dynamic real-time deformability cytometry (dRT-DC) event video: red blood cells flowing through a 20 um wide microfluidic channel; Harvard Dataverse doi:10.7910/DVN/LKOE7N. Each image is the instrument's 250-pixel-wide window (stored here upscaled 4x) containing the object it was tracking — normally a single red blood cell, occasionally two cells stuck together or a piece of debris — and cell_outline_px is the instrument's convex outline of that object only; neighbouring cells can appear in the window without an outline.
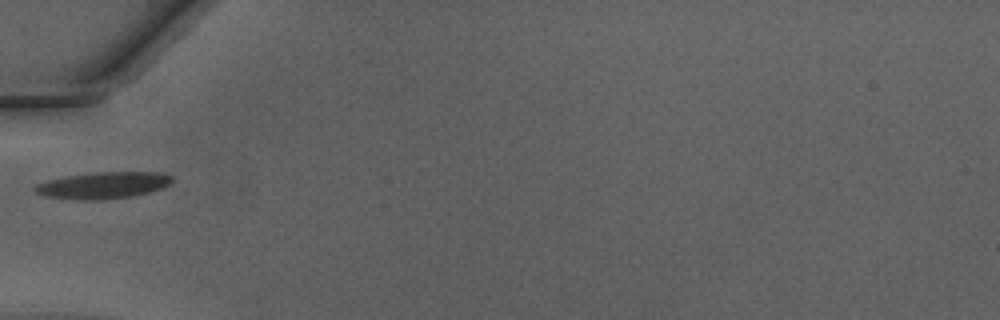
{"species": "Egyptian fruit bat (a non-hibernating species)", "species_latin": "Rousettus aegyptiacus", "temperature_condition": "warm", "stored_images_in_passage": 9, "camera_frame_rate_fps": 3000, "um_per_image_px": 0.085, "animal": {"sex": "male"}, "frame": {"image": 1, "passage_image": 1, "time_ms": 0.0, "image_size_px": [1000, 320], "cell_outline_px": [[172, 180], [168, 184], [160, 188], [136, 196], [100, 200], [80, 200], [44, 196], [36, 192], [32, 188], [36, 184], [48, 180], [64, 176], [96, 172], [164, 172], [172, 176]], "centroid_in_image_um": [8.74, 15.75], "position_along_channel_um": 76.3, "area_um2": 21.39}}
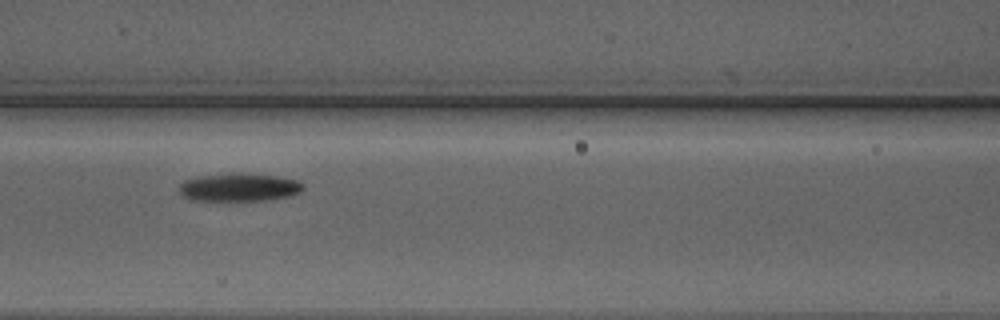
{"frame": {"image": 2, "passage_image": 6, "time_ms": 1.667, "image_size_px": [1000, 320], "cell_outline_px": [[304, 188], [300, 192], [288, 196], [268, 200], [192, 200], [184, 196], [180, 192], [180, 184], [184, 180], [196, 176], [228, 172], [236, 172], [276, 176], [300, 180], [304, 184]], "centroid_in_image_um": [20.33, 15.89], "position_along_channel_um": 146.3, "area_um2": 20.52}}